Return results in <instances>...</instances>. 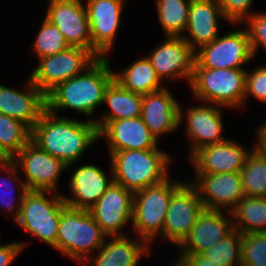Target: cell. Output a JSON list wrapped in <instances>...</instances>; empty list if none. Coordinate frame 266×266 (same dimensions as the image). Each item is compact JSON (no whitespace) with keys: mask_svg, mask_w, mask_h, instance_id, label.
<instances>
[{"mask_svg":"<svg viewBox=\"0 0 266 266\" xmlns=\"http://www.w3.org/2000/svg\"><path fill=\"white\" fill-rule=\"evenodd\" d=\"M31 141L70 169L99 141V131L94 122L59 116L45 109L31 129Z\"/></svg>","mask_w":266,"mask_h":266,"instance_id":"1","label":"cell"},{"mask_svg":"<svg viewBox=\"0 0 266 266\" xmlns=\"http://www.w3.org/2000/svg\"><path fill=\"white\" fill-rule=\"evenodd\" d=\"M113 80L108 56L98 58L83 73L51 90L46 95V109L57 115L61 110H75L95 123V111L103 104L105 89Z\"/></svg>","mask_w":266,"mask_h":266,"instance_id":"2","label":"cell"},{"mask_svg":"<svg viewBox=\"0 0 266 266\" xmlns=\"http://www.w3.org/2000/svg\"><path fill=\"white\" fill-rule=\"evenodd\" d=\"M109 156L114 182L133 193L171 176L168 167L174 159L160 149L109 152Z\"/></svg>","mask_w":266,"mask_h":266,"instance_id":"3","label":"cell"},{"mask_svg":"<svg viewBox=\"0 0 266 266\" xmlns=\"http://www.w3.org/2000/svg\"><path fill=\"white\" fill-rule=\"evenodd\" d=\"M107 237L90 211L66 206L60 216L56 250L68 259L84 264Z\"/></svg>","mask_w":266,"mask_h":266,"instance_id":"4","label":"cell"},{"mask_svg":"<svg viewBox=\"0 0 266 266\" xmlns=\"http://www.w3.org/2000/svg\"><path fill=\"white\" fill-rule=\"evenodd\" d=\"M246 71L194 67L189 87L199 102L236 110L245 105Z\"/></svg>","mask_w":266,"mask_h":266,"instance_id":"5","label":"cell"},{"mask_svg":"<svg viewBox=\"0 0 266 266\" xmlns=\"http://www.w3.org/2000/svg\"><path fill=\"white\" fill-rule=\"evenodd\" d=\"M66 206L61 193L28 190L14 222L31 236L56 249L60 216Z\"/></svg>","mask_w":266,"mask_h":266,"instance_id":"6","label":"cell"},{"mask_svg":"<svg viewBox=\"0 0 266 266\" xmlns=\"http://www.w3.org/2000/svg\"><path fill=\"white\" fill-rule=\"evenodd\" d=\"M148 186L134 193L133 216L131 228L135 236L146 241L150 246L156 237L162 239L163 226L166 219L168 205L173 191L183 180L171 179Z\"/></svg>","mask_w":266,"mask_h":266,"instance_id":"7","label":"cell"},{"mask_svg":"<svg viewBox=\"0 0 266 266\" xmlns=\"http://www.w3.org/2000/svg\"><path fill=\"white\" fill-rule=\"evenodd\" d=\"M97 59L85 48L70 46L54 55L37 59L38 65L32 69L29 78L46 96L58 84L83 73Z\"/></svg>","mask_w":266,"mask_h":266,"instance_id":"8","label":"cell"},{"mask_svg":"<svg viewBox=\"0 0 266 266\" xmlns=\"http://www.w3.org/2000/svg\"><path fill=\"white\" fill-rule=\"evenodd\" d=\"M203 211L197 188L190 180H184L172 193L163 226V241L168 240L178 248Z\"/></svg>","mask_w":266,"mask_h":266,"instance_id":"9","label":"cell"},{"mask_svg":"<svg viewBox=\"0 0 266 266\" xmlns=\"http://www.w3.org/2000/svg\"><path fill=\"white\" fill-rule=\"evenodd\" d=\"M254 54L247 29L240 28L219 35L210 44L196 51L195 67L212 69H244Z\"/></svg>","mask_w":266,"mask_h":266,"instance_id":"10","label":"cell"},{"mask_svg":"<svg viewBox=\"0 0 266 266\" xmlns=\"http://www.w3.org/2000/svg\"><path fill=\"white\" fill-rule=\"evenodd\" d=\"M12 160L16 163L19 172L24 173L22 174L25 176L23 183L28 190L57 192L59 179L68 170L62 160L41 150L32 141Z\"/></svg>","mask_w":266,"mask_h":266,"instance_id":"11","label":"cell"},{"mask_svg":"<svg viewBox=\"0 0 266 266\" xmlns=\"http://www.w3.org/2000/svg\"><path fill=\"white\" fill-rule=\"evenodd\" d=\"M164 38L146 56L156 75L165 84L181 78L190 84L196 63V51L182 37Z\"/></svg>","mask_w":266,"mask_h":266,"instance_id":"12","label":"cell"},{"mask_svg":"<svg viewBox=\"0 0 266 266\" xmlns=\"http://www.w3.org/2000/svg\"><path fill=\"white\" fill-rule=\"evenodd\" d=\"M200 104L197 106L190 105V107L185 108V111L181 105L179 107V125L185 120L189 141L188 158L203 146L226 140V137L222 135L225 129L222 106L203 102Z\"/></svg>","mask_w":266,"mask_h":266,"instance_id":"13","label":"cell"},{"mask_svg":"<svg viewBox=\"0 0 266 266\" xmlns=\"http://www.w3.org/2000/svg\"><path fill=\"white\" fill-rule=\"evenodd\" d=\"M92 53L107 57L114 48L125 0H86Z\"/></svg>","mask_w":266,"mask_h":266,"instance_id":"14","label":"cell"},{"mask_svg":"<svg viewBox=\"0 0 266 266\" xmlns=\"http://www.w3.org/2000/svg\"><path fill=\"white\" fill-rule=\"evenodd\" d=\"M45 19L57 26L69 46L92 52L89 20L83 0H48Z\"/></svg>","mask_w":266,"mask_h":266,"instance_id":"15","label":"cell"},{"mask_svg":"<svg viewBox=\"0 0 266 266\" xmlns=\"http://www.w3.org/2000/svg\"><path fill=\"white\" fill-rule=\"evenodd\" d=\"M134 193L113 182L89 210L108 237L126 236L123 227L132 224Z\"/></svg>","mask_w":266,"mask_h":266,"instance_id":"16","label":"cell"},{"mask_svg":"<svg viewBox=\"0 0 266 266\" xmlns=\"http://www.w3.org/2000/svg\"><path fill=\"white\" fill-rule=\"evenodd\" d=\"M251 150L227 138L199 148L189 157V162L195 174L235 173L242 170Z\"/></svg>","mask_w":266,"mask_h":266,"instance_id":"17","label":"cell"},{"mask_svg":"<svg viewBox=\"0 0 266 266\" xmlns=\"http://www.w3.org/2000/svg\"><path fill=\"white\" fill-rule=\"evenodd\" d=\"M194 175L191 182L205 210L230 212L245 196L240 172Z\"/></svg>","mask_w":266,"mask_h":266,"instance_id":"18","label":"cell"},{"mask_svg":"<svg viewBox=\"0 0 266 266\" xmlns=\"http://www.w3.org/2000/svg\"><path fill=\"white\" fill-rule=\"evenodd\" d=\"M110 170L109 177L99 165L84 163L77 166L69 179L71 197L62 195L66 205L89 211L114 182L111 165Z\"/></svg>","mask_w":266,"mask_h":266,"instance_id":"19","label":"cell"},{"mask_svg":"<svg viewBox=\"0 0 266 266\" xmlns=\"http://www.w3.org/2000/svg\"><path fill=\"white\" fill-rule=\"evenodd\" d=\"M233 229L232 216L229 211L204 209L196 219L188 237L177 250L179 254H202Z\"/></svg>","mask_w":266,"mask_h":266,"instance_id":"20","label":"cell"},{"mask_svg":"<svg viewBox=\"0 0 266 266\" xmlns=\"http://www.w3.org/2000/svg\"><path fill=\"white\" fill-rule=\"evenodd\" d=\"M179 107L180 103L166 86L143 95L141 119L158 142L161 136L180 127Z\"/></svg>","mask_w":266,"mask_h":266,"instance_id":"21","label":"cell"},{"mask_svg":"<svg viewBox=\"0 0 266 266\" xmlns=\"http://www.w3.org/2000/svg\"><path fill=\"white\" fill-rule=\"evenodd\" d=\"M106 140L108 152L159 149L156 138L141 117L108 122L99 131V140Z\"/></svg>","mask_w":266,"mask_h":266,"instance_id":"22","label":"cell"},{"mask_svg":"<svg viewBox=\"0 0 266 266\" xmlns=\"http://www.w3.org/2000/svg\"><path fill=\"white\" fill-rule=\"evenodd\" d=\"M220 18L228 21L216 0H191L186 32L182 38L195 51L199 50L219 37Z\"/></svg>","mask_w":266,"mask_h":266,"instance_id":"23","label":"cell"},{"mask_svg":"<svg viewBox=\"0 0 266 266\" xmlns=\"http://www.w3.org/2000/svg\"><path fill=\"white\" fill-rule=\"evenodd\" d=\"M24 90L0 84V113L18 119L30 129L46 109V96L27 79Z\"/></svg>","mask_w":266,"mask_h":266,"instance_id":"24","label":"cell"},{"mask_svg":"<svg viewBox=\"0 0 266 266\" xmlns=\"http://www.w3.org/2000/svg\"><path fill=\"white\" fill-rule=\"evenodd\" d=\"M126 236L107 237L98 249L97 255L90 258L84 266H137L144 256H150L151 246L144 240Z\"/></svg>","mask_w":266,"mask_h":266,"instance_id":"25","label":"cell"},{"mask_svg":"<svg viewBox=\"0 0 266 266\" xmlns=\"http://www.w3.org/2000/svg\"><path fill=\"white\" fill-rule=\"evenodd\" d=\"M143 95L123 88L115 79L105 89L103 104L109 112L95 118L100 131L108 122L141 117Z\"/></svg>","mask_w":266,"mask_h":266,"instance_id":"26","label":"cell"},{"mask_svg":"<svg viewBox=\"0 0 266 266\" xmlns=\"http://www.w3.org/2000/svg\"><path fill=\"white\" fill-rule=\"evenodd\" d=\"M114 79L125 89L146 95L165 87L156 75L154 68L146 56L137 59L120 72H114Z\"/></svg>","mask_w":266,"mask_h":266,"instance_id":"27","label":"cell"},{"mask_svg":"<svg viewBox=\"0 0 266 266\" xmlns=\"http://www.w3.org/2000/svg\"><path fill=\"white\" fill-rule=\"evenodd\" d=\"M2 172L6 174V176H2ZM21 174L22 173L19 172L16 163L12 159L0 162V209L2 208L1 210L3 213L5 212V216H9L7 214L9 212L13 222L20 214L23 196L28 191L27 187L23 183V178L18 177ZM15 183L16 185H14ZM6 194L8 195L6 196Z\"/></svg>","mask_w":266,"mask_h":266,"instance_id":"28","label":"cell"},{"mask_svg":"<svg viewBox=\"0 0 266 266\" xmlns=\"http://www.w3.org/2000/svg\"><path fill=\"white\" fill-rule=\"evenodd\" d=\"M230 213L233 227L242 234L266 233V197L244 196Z\"/></svg>","mask_w":266,"mask_h":266,"instance_id":"29","label":"cell"},{"mask_svg":"<svg viewBox=\"0 0 266 266\" xmlns=\"http://www.w3.org/2000/svg\"><path fill=\"white\" fill-rule=\"evenodd\" d=\"M158 22L165 36L182 37L188 23L191 0H154Z\"/></svg>","mask_w":266,"mask_h":266,"instance_id":"30","label":"cell"},{"mask_svg":"<svg viewBox=\"0 0 266 266\" xmlns=\"http://www.w3.org/2000/svg\"><path fill=\"white\" fill-rule=\"evenodd\" d=\"M31 141V129L22 121L0 113V151L13 159Z\"/></svg>","mask_w":266,"mask_h":266,"instance_id":"31","label":"cell"},{"mask_svg":"<svg viewBox=\"0 0 266 266\" xmlns=\"http://www.w3.org/2000/svg\"><path fill=\"white\" fill-rule=\"evenodd\" d=\"M245 196L266 197V157L252 146L240 171Z\"/></svg>","mask_w":266,"mask_h":266,"instance_id":"32","label":"cell"},{"mask_svg":"<svg viewBox=\"0 0 266 266\" xmlns=\"http://www.w3.org/2000/svg\"><path fill=\"white\" fill-rule=\"evenodd\" d=\"M242 233L233 229L202 254L221 266H241Z\"/></svg>","mask_w":266,"mask_h":266,"instance_id":"33","label":"cell"},{"mask_svg":"<svg viewBox=\"0 0 266 266\" xmlns=\"http://www.w3.org/2000/svg\"><path fill=\"white\" fill-rule=\"evenodd\" d=\"M32 44L38 59L54 55L70 47L58 27L45 18Z\"/></svg>","mask_w":266,"mask_h":266,"instance_id":"34","label":"cell"},{"mask_svg":"<svg viewBox=\"0 0 266 266\" xmlns=\"http://www.w3.org/2000/svg\"><path fill=\"white\" fill-rule=\"evenodd\" d=\"M241 266H266V233L242 234Z\"/></svg>","mask_w":266,"mask_h":266,"instance_id":"35","label":"cell"},{"mask_svg":"<svg viewBox=\"0 0 266 266\" xmlns=\"http://www.w3.org/2000/svg\"><path fill=\"white\" fill-rule=\"evenodd\" d=\"M243 25L248 31L254 57L260 47L266 51V12L256 11L243 22Z\"/></svg>","mask_w":266,"mask_h":266,"instance_id":"36","label":"cell"},{"mask_svg":"<svg viewBox=\"0 0 266 266\" xmlns=\"http://www.w3.org/2000/svg\"><path fill=\"white\" fill-rule=\"evenodd\" d=\"M223 10L224 16L233 26L243 23L248 17L252 16L254 11H251L254 0H216Z\"/></svg>","mask_w":266,"mask_h":266,"instance_id":"37","label":"cell"},{"mask_svg":"<svg viewBox=\"0 0 266 266\" xmlns=\"http://www.w3.org/2000/svg\"><path fill=\"white\" fill-rule=\"evenodd\" d=\"M246 71V91L244 102L247 97L253 96L261 104L266 103V64Z\"/></svg>","mask_w":266,"mask_h":266,"instance_id":"38","label":"cell"},{"mask_svg":"<svg viewBox=\"0 0 266 266\" xmlns=\"http://www.w3.org/2000/svg\"><path fill=\"white\" fill-rule=\"evenodd\" d=\"M27 244L13 241L0 244V266H10L25 249Z\"/></svg>","mask_w":266,"mask_h":266,"instance_id":"39","label":"cell"},{"mask_svg":"<svg viewBox=\"0 0 266 266\" xmlns=\"http://www.w3.org/2000/svg\"><path fill=\"white\" fill-rule=\"evenodd\" d=\"M173 266H221L203 254H179Z\"/></svg>","mask_w":266,"mask_h":266,"instance_id":"40","label":"cell"},{"mask_svg":"<svg viewBox=\"0 0 266 266\" xmlns=\"http://www.w3.org/2000/svg\"><path fill=\"white\" fill-rule=\"evenodd\" d=\"M258 127L255 129V138L257 140L255 141L256 143H254V149L262 156L266 157V123H262Z\"/></svg>","mask_w":266,"mask_h":266,"instance_id":"41","label":"cell"},{"mask_svg":"<svg viewBox=\"0 0 266 266\" xmlns=\"http://www.w3.org/2000/svg\"><path fill=\"white\" fill-rule=\"evenodd\" d=\"M8 158L0 151V162L6 161Z\"/></svg>","mask_w":266,"mask_h":266,"instance_id":"42","label":"cell"}]
</instances>
